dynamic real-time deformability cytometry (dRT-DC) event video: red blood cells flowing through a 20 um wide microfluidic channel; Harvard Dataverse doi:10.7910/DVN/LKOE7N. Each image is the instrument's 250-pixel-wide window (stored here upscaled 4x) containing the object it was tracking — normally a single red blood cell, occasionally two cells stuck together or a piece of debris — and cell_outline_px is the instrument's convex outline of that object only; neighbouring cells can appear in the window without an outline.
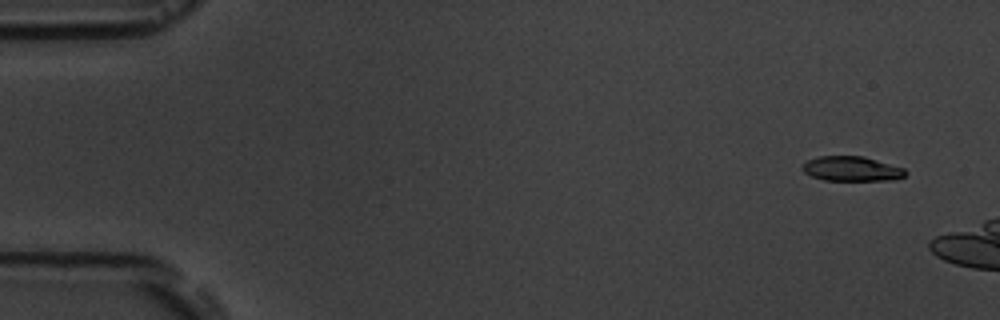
{"species": "common noctule bat (a hibernating species)", "species_latin": "Nyctalus noctula", "temperature_condition": "room temperature", "stored_images_in_passage": 3, "camera_frame_rate_fps": 3000, "um_per_image_px": 0.085, "animal": {"sex": "male", "body_mass_g": 19.5, "forearm_length_mm": 54.6}, "frame": {"image": 1, "passage_image": 1, "time_ms": 0.0, "image_size_px": [1000, 320], "cell_outline_px": [[908, 172], [904, 176], [892, 180], [824, 180], [812, 176], [804, 172], [800, 168], [808, 160], [816, 156], [864, 156], [904, 168]], "centroid_in_image_um": [72.39, 14.34], "position_along_channel_um": 12.6, "area_um2": 14.85}}